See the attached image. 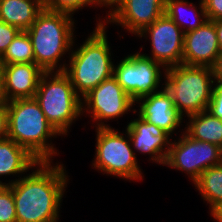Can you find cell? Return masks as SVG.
I'll use <instances>...</instances> for the list:
<instances>
[{
	"label": "cell",
	"instance_id": "obj_1",
	"mask_svg": "<svg viewBox=\"0 0 222 222\" xmlns=\"http://www.w3.org/2000/svg\"><path fill=\"white\" fill-rule=\"evenodd\" d=\"M55 163L38 162L19 180H5L13 192L17 222L59 221L70 176L61 161Z\"/></svg>",
	"mask_w": 222,
	"mask_h": 222
},
{
	"label": "cell",
	"instance_id": "obj_2",
	"mask_svg": "<svg viewBox=\"0 0 222 222\" xmlns=\"http://www.w3.org/2000/svg\"><path fill=\"white\" fill-rule=\"evenodd\" d=\"M102 17H98L96 27L82 41V45L75 44L77 40L75 37L71 54L66 55L69 64L63 72L69 77L76 94L81 99L104 80L113 76L115 60L112 58L113 53L107 38L108 27Z\"/></svg>",
	"mask_w": 222,
	"mask_h": 222
},
{
	"label": "cell",
	"instance_id": "obj_3",
	"mask_svg": "<svg viewBox=\"0 0 222 222\" xmlns=\"http://www.w3.org/2000/svg\"><path fill=\"white\" fill-rule=\"evenodd\" d=\"M6 105L8 139L25 148L39 162H53L60 153L52 140L61 135L46 119L37 100L14 99Z\"/></svg>",
	"mask_w": 222,
	"mask_h": 222
},
{
	"label": "cell",
	"instance_id": "obj_4",
	"mask_svg": "<svg viewBox=\"0 0 222 222\" xmlns=\"http://www.w3.org/2000/svg\"><path fill=\"white\" fill-rule=\"evenodd\" d=\"M74 21L75 18L69 14L44 8L26 30L32 41L35 64L45 72L65 70L68 63L63 58L71 54L77 36L74 35Z\"/></svg>",
	"mask_w": 222,
	"mask_h": 222
},
{
	"label": "cell",
	"instance_id": "obj_5",
	"mask_svg": "<svg viewBox=\"0 0 222 222\" xmlns=\"http://www.w3.org/2000/svg\"><path fill=\"white\" fill-rule=\"evenodd\" d=\"M46 119L61 135L68 137L73 123L82 116L81 98L63 71L45 72L34 97Z\"/></svg>",
	"mask_w": 222,
	"mask_h": 222
},
{
	"label": "cell",
	"instance_id": "obj_6",
	"mask_svg": "<svg viewBox=\"0 0 222 222\" xmlns=\"http://www.w3.org/2000/svg\"><path fill=\"white\" fill-rule=\"evenodd\" d=\"M163 79V89L184 118L208 110L214 83L211 67L180 64L167 68Z\"/></svg>",
	"mask_w": 222,
	"mask_h": 222
},
{
	"label": "cell",
	"instance_id": "obj_7",
	"mask_svg": "<svg viewBox=\"0 0 222 222\" xmlns=\"http://www.w3.org/2000/svg\"><path fill=\"white\" fill-rule=\"evenodd\" d=\"M96 143L92 168L111 177L139 182L144 179L131 139L126 129L123 133L113 127L95 128Z\"/></svg>",
	"mask_w": 222,
	"mask_h": 222
},
{
	"label": "cell",
	"instance_id": "obj_8",
	"mask_svg": "<svg viewBox=\"0 0 222 222\" xmlns=\"http://www.w3.org/2000/svg\"><path fill=\"white\" fill-rule=\"evenodd\" d=\"M116 64L113 77L134 102L163 89L166 69L140 51L128 54Z\"/></svg>",
	"mask_w": 222,
	"mask_h": 222
},
{
	"label": "cell",
	"instance_id": "obj_9",
	"mask_svg": "<svg viewBox=\"0 0 222 222\" xmlns=\"http://www.w3.org/2000/svg\"><path fill=\"white\" fill-rule=\"evenodd\" d=\"M171 140L164 166L186 173L194 183L204 170L222 164V148L191 138L184 130Z\"/></svg>",
	"mask_w": 222,
	"mask_h": 222
},
{
	"label": "cell",
	"instance_id": "obj_10",
	"mask_svg": "<svg viewBox=\"0 0 222 222\" xmlns=\"http://www.w3.org/2000/svg\"><path fill=\"white\" fill-rule=\"evenodd\" d=\"M81 103L82 116L86 114V118L89 115L91 121L95 123L93 127L96 128L112 127L108 123L109 120L119 119L125 114L135 112L136 105L113 76L86 94Z\"/></svg>",
	"mask_w": 222,
	"mask_h": 222
},
{
	"label": "cell",
	"instance_id": "obj_11",
	"mask_svg": "<svg viewBox=\"0 0 222 222\" xmlns=\"http://www.w3.org/2000/svg\"><path fill=\"white\" fill-rule=\"evenodd\" d=\"M184 31L166 14L144 28L135 37L150 42L151 54L142 53L165 69L182 64ZM149 38V39H148Z\"/></svg>",
	"mask_w": 222,
	"mask_h": 222
},
{
	"label": "cell",
	"instance_id": "obj_12",
	"mask_svg": "<svg viewBox=\"0 0 222 222\" xmlns=\"http://www.w3.org/2000/svg\"><path fill=\"white\" fill-rule=\"evenodd\" d=\"M137 118L130 120L125 127L131 139L132 147L141 155L149 156V161L164 166L168 156L172 137L154 124L146 122L136 113Z\"/></svg>",
	"mask_w": 222,
	"mask_h": 222
},
{
	"label": "cell",
	"instance_id": "obj_13",
	"mask_svg": "<svg viewBox=\"0 0 222 222\" xmlns=\"http://www.w3.org/2000/svg\"><path fill=\"white\" fill-rule=\"evenodd\" d=\"M165 14V0H126L106 21L134 35Z\"/></svg>",
	"mask_w": 222,
	"mask_h": 222
},
{
	"label": "cell",
	"instance_id": "obj_14",
	"mask_svg": "<svg viewBox=\"0 0 222 222\" xmlns=\"http://www.w3.org/2000/svg\"><path fill=\"white\" fill-rule=\"evenodd\" d=\"M135 112L138 116L146 122L154 124L161 128L171 137L185 121L183 115L178 111L174 105L171 96L164 90H160L135 102ZM139 110V111H138Z\"/></svg>",
	"mask_w": 222,
	"mask_h": 222
},
{
	"label": "cell",
	"instance_id": "obj_15",
	"mask_svg": "<svg viewBox=\"0 0 222 222\" xmlns=\"http://www.w3.org/2000/svg\"><path fill=\"white\" fill-rule=\"evenodd\" d=\"M220 53L214 21L184 34L182 64L212 67Z\"/></svg>",
	"mask_w": 222,
	"mask_h": 222
},
{
	"label": "cell",
	"instance_id": "obj_16",
	"mask_svg": "<svg viewBox=\"0 0 222 222\" xmlns=\"http://www.w3.org/2000/svg\"><path fill=\"white\" fill-rule=\"evenodd\" d=\"M4 66L7 100L33 98L45 71L35 63H15Z\"/></svg>",
	"mask_w": 222,
	"mask_h": 222
},
{
	"label": "cell",
	"instance_id": "obj_17",
	"mask_svg": "<svg viewBox=\"0 0 222 222\" xmlns=\"http://www.w3.org/2000/svg\"><path fill=\"white\" fill-rule=\"evenodd\" d=\"M39 161L15 141L4 138L0 140V177L11 176L18 180L27 174ZM21 175V176H20ZM3 176V177H2ZM0 185L4 182L0 180Z\"/></svg>",
	"mask_w": 222,
	"mask_h": 222
},
{
	"label": "cell",
	"instance_id": "obj_18",
	"mask_svg": "<svg viewBox=\"0 0 222 222\" xmlns=\"http://www.w3.org/2000/svg\"><path fill=\"white\" fill-rule=\"evenodd\" d=\"M43 9V0H0V20L26 31Z\"/></svg>",
	"mask_w": 222,
	"mask_h": 222
},
{
	"label": "cell",
	"instance_id": "obj_19",
	"mask_svg": "<svg viewBox=\"0 0 222 222\" xmlns=\"http://www.w3.org/2000/svg\"><path fill=\"white\" fill-rule=\"evenodd\" d=\"M198 2L199 6H196L197 4L189 2L188 0H165V14L171 18L184 33L195 30L208 20L203 1L199 0Z\"/></svg>",
	"mask_w": 222,
	"mask_h": 222
},
{
	"label": "cell",
	"instance_id": "obj_20",
	"mask_svg": "<svg viewBox=\"0 0 222 222\" xmlns=\"http://www.w3.org/2000/svg\"><path fill=\"white\" fill-rule=\"evenodd\" d=\"M187 117L184 131L191 138L222 148V119L214 117L208 110Z\"/></svg>",
	"mask_w": 222,
	"mask_h": 222
},
{
	"label": "cell",
	"instance_id": "obj_21",
	"mask_svg": "<svg viewBox=\"0 0 222 222\" xmlns=\"http://www.w3.org/2000/svg\"><path fill=\"white\" fill-rule=\"evenodd\" d=\"M193 184L203 202L209 204L210 214L222 204V164L204 170Z\"/></svg>",
	"mask_w": 222,
	"mask_h": 222
},
{
	"label": "cell",
	"instance_id": "obj_22",
	"mask_svg": "<svg viewBox=\"0 0 222 222\" xmlns=\"http://www.w3.org/2000/svg\"><path fill=\"white\" fill-rule=\"evenodd\" d=\"M3 65L15 63H35L32 41L26 31H20L0 57Z\"/></svg>",
	"mask_w": 222,
	"mask_h": 222
},
{
	"label": "cell",
	"instance_id": "obj_23",
	"mask_svg": "<svg viewBox=\"0 0 222 222\" xmlns=\"http://www.w3.org/2000/svg\"><path fill=\"white\" fill-rule=\"evenodd\" d=\"M100 0H44V8L74 16L84 8H99Z\"/></svg>",
	"mask_w": 222,
	"mask_h": 222
},
{
	"label": "cell",
	"instance_id": "obj_24",
	"mask_svg": "<svg viewBox=\"0 0 222 222\" xmlns=\"http://www.w3.org/2000/svg\"><path fill=\"white\" fill-rule=\"evenodd\" d=\"M0 222H17L13 192L9 185H0Z\"/></svg>",
	"mask_w": 222,
	"mask_h": 222
},
{
	"label": "cell",
	"instance_id": "obj_25",
	"mask_svg": "<svg viewBox=\"0 0 222 222\" xmlns=\"http://www.w3.org/2000/svg\"><path fill=\"white\" fill-rule=\"evenodd\" d=\"M19 32L18 28L0 20V57Z\"/></svg>",
	"mask_w": 222,
	"mask_h": 222
},
{
	"label": "cell",
	"instance_id": "obj_26",
	"mask_svg": "<svg viewBox=\"0 0 222 222\" xmlns=\"http://www.w3.org/2000/svg\"><path fill=\"white\" fill-rule=\"evenodd\" d=\"M208 111L219 119H222V83H213L212 96Z\"/></svg>",
	"mask_w": 222,
	"mask_h": 222
},
{
	"label": "cell",
	"instance_id": "obj_27",
	"mask_svg": "<svg viewBox=\"0 0 222 222\" xmlns=\"http://www.w3.org/2000/svg\"><path fill=\"white\" fill-rule=\"evenodd\" d=\"M208 20L222 19V0H202Z\"/></svg>",
	"mask_w": 222,
	"mask_h": 222
},
{
	"label": "cell",
	"instance_id": "obj_28",
	"mask_svg": "<svg viewBox=\"0 0 222 222\" xmlns=\"http://www.w3.org/2000/svg\"><path fill=\"white\" fill-rule=\"evenodd\" d=\"M8 138V111L6 104H0V140Z\"/></svg>",
	"mask_w": 222,
	"mask_h": 222
},
{
	"label": "cell",
	"instance_id": "obj_29",
	"mask_svg": "<svg viewBox=\"0 0 222 222\" xmlns=\"http://www.w3.org/2000/svg\"><path fill=\"white\" fill-rule=\"evenodd\" d=\"M126 0H100V9H109L106 11V16L103 18L105 21L125 2Z\"/></svg>",
	"mask_w": 222,
	"mask_h": 222
},
{
	"label": "cell",
	"instance_id": "obj_30",
	"mask_svg": "<svg viewBox=\"0 0 222 222\" xmlns=\"http://www.w3.org/2000/svg\"><path fill=\"white\" fill-rule=\"evenodd\" d=\"M212 73L214 78V83H222V52L217 57L215 63L213 64Z\"/></svg>",
	"mask_w": 222,
	"mask_h": 222
},
{
	"label": "cell",
	"instance_id": "obj_31",
	"mask_svg": "<svg viewBox=\"0 0 222 222\" xmlns=\"http://www.w3.org/2000/svg\"><path fill=\"white\" fill-rule=\"evenodd\" d=\"M7 96L5 93V84H4V66L0 62V104H7Z\"/></svg>",
	"mask_w": 222,
	"mask_h": 222
},
{
	"label": "cell",
	"instance_id": "obj_32",
	"mask_svg": "<svg viewBox=\"0 0 222 222\" xmlns=\"http://www.w3.org/2000/svg\"><path fill=\"white\" fill-rule=\"evenodd\" d=\"M220 51L222 52V19L214 21Z\"/></svg>",
	"mask_w": 222,
	"mask_h": 222
},
{
	"label": "cell",
	"instance_id": "obj_33",
	"mask_svg": "<svg viewBox=\"0 0 222 222\" xmlns=\"http://www.w3.org/2000/svg\"><path fill=\"white\" fill-rule=\"evenodd\" d=\"M213 221L222 222V204L219 205L211 214Z\"/></svg>",
	"mask_w": 222,
	"mask_h": 222
}]
</instances>
